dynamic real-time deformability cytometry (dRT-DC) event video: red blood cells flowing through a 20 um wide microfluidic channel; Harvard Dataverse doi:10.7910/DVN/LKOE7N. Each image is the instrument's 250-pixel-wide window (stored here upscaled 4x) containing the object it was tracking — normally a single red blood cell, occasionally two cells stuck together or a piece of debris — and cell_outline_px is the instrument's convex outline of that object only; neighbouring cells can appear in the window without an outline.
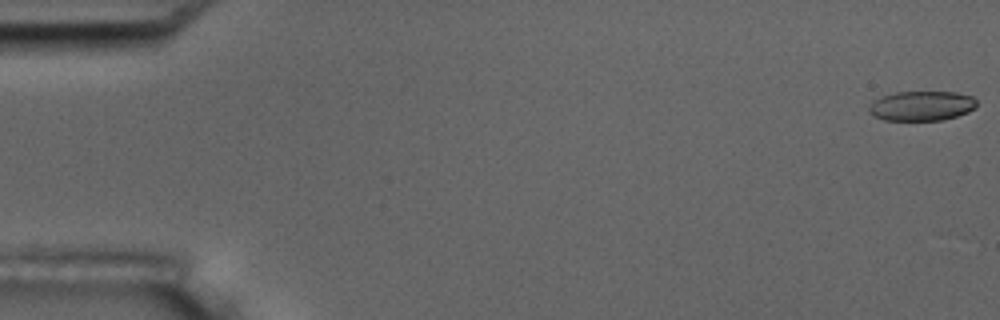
{"species": "common noctule bat (a hibernating species)", "species_latin": "Nyctalus noctula", "temperature_condition": "room temperature", "stored_images_in_passage": 4, "camera_frame_rate_fps": 3000, "um_per_image_px": 0.085, "animal": {"sex": "male", "body_mass_g": 17.5, "forearm_length_mm": 52.3}, "frame": {"image": 1, "passage_image": 1, "time_ms": 0.0, "image_size_px": [1000, 320], "cell_outline_px": [[976, 108], [968, 112], [956, 116], [940, 120], [884, 120], [872, 116], [868, 112], [868, 108], [876, 100], [884, 96], [896, 92], [956, 92], [972, 96], [976, 100]], "centroid_in_image_um": [78.35, 9.0], "position_along_channel_um": 6.6, "area_um2": 18.55}}